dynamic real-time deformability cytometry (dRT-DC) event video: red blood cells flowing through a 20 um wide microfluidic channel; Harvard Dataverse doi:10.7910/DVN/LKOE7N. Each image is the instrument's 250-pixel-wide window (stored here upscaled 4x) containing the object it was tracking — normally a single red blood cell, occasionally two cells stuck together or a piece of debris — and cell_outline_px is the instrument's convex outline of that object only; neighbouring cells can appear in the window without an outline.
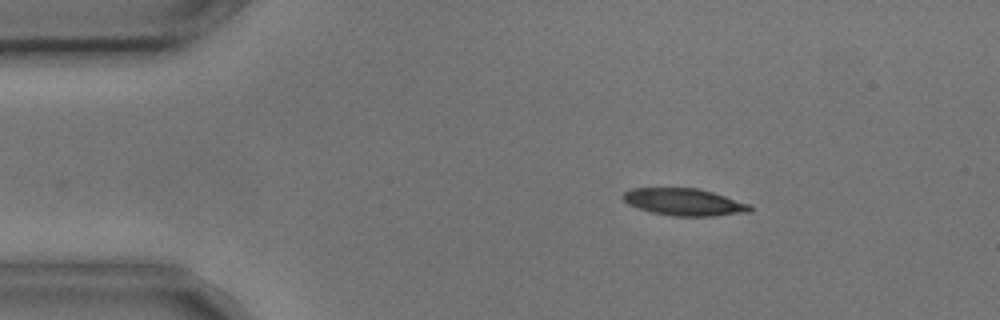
{"species": "common noctule bat (a hibernating species)", "species_latin": "Nyctalus noctula", "temperature_condition": "cold", "stored_images_in_passage": 2, "camera_frame_rate_fps": 3000, "um_per_image_px": 0.085, "animal": {"sex": "male", "body_mass_g": 17.9, "forearm_length_mm": 54.2}, "frame": {"image": 1, "passage_image": 2, "time_ms": 0.333, "image_size_px": [1000, 320], "cell_outline_px": [[752, 212], [712, 216], [672, 216], [652, 212], [628, 204], [620, 196], [624, 192], [632, 188], [696, 188], [712, 192], [752, 204]], "centroid_in_image_um": [58.18, 17.17], "position_along_channel_um": 26.8, "area_um2": 20.11}}